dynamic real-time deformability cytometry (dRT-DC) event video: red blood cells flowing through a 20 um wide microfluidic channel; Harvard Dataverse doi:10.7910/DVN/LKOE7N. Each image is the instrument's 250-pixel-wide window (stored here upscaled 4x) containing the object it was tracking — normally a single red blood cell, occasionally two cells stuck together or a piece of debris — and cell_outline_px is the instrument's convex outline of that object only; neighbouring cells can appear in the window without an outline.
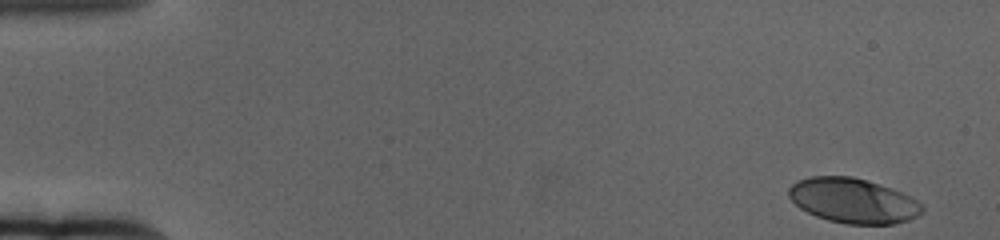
{"species": "human", "species_latin": "Homo sapiens", "temperature_condition": "cold", "stored_images_in_passage": 59, "camera_frame_rate_fps": 3000, "um_per_image_px": 0.085, "donor": {"sex": "female"}, "frame": {"image": 1, "passage_image": 1, "time_ms": 0.0, "image_size_px": [1000, 240], "cell_outline_px": [[924, 212], [908, 220], [892, 224], [848, 224], [828, 220], [816, 216], [800, 208], [788, 196], [788, 188], [796, 180], [812, 176], [852, 176], [900, 192], [924, 204]], "centroid_in_image_um": [72.49, 17.06], "position_along_channel_um": 12.5, "area_um2": 34.62}}
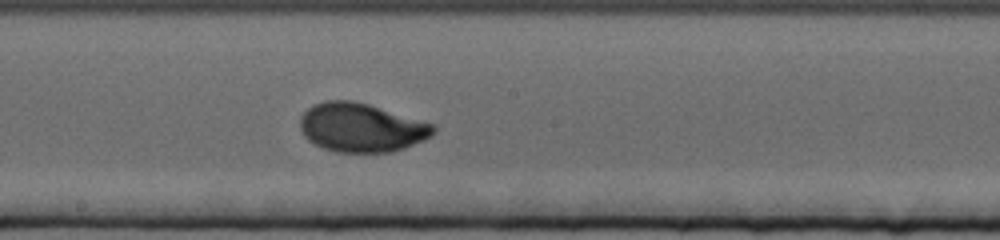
{"frame": {"image": 2, "passage_image": 32, "time_ms": 10.333, "image_size_px": [1000, 240], "cell_outline_px": [[436, 132], [432, 136], [424, 140], [404, 148], [392, 152], [336, 152], [324, 148], [308, 140], [304, 136], [300, 128], [300, 116], [312, 104], [324, 100], [352, 100], [368, 104], [432, 124], [436, 128]], "centroid_in_image_um": [30.68, 10.84], "position_along_channel_um": 217.5, "area_um2": 37.86}}
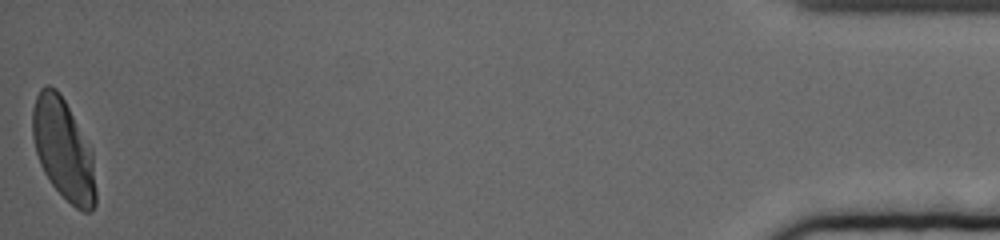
{"frame": {"image": 3, "passage_image": 59, "time_ms": 19.333, "image_size_px": [1000, 240], "cell_outline_px": [[96, 204], [92, 212], [84, 212], [76, 208], [52, 184], [44, 172], [40, 164], [36, 152], [32, 136], [32, 108], [36, 96], [40, 88], [44, 84], [48, 84], [56, 88], [64, 100], [92, 148], [96, 192]], "centroid_in_image_um": [5.39, 12.69], "position_along_channel_um": 429.8, "area_um2": 37.34}, "authors_computed_cell_mechanics": {"area_um2": 36.125, "velocity_mm_per_s": 3.3363, "shape_relaxation_time_tau1_ms": 3.6738, "shape_relaxation_time_tau2_ms": null, "deformation_change_tau1": 0.1771, "deformation_change_tau2": null}}